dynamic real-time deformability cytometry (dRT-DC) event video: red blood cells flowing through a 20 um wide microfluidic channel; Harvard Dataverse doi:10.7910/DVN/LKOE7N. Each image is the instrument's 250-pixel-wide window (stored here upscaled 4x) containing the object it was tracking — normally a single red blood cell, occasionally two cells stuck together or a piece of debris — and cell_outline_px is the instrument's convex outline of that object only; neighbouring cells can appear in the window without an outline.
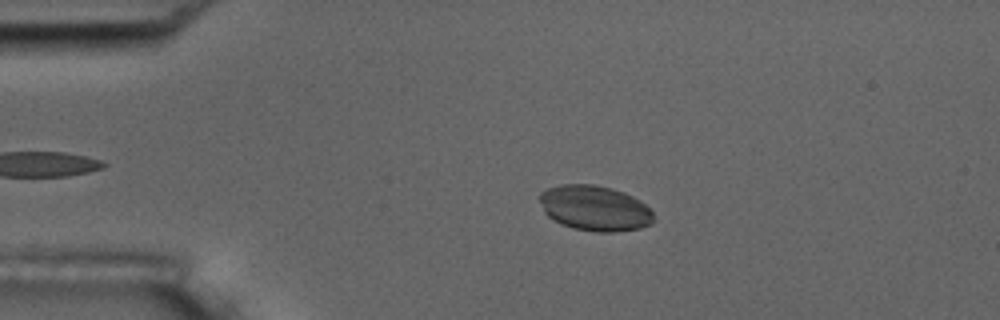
{"species": "common noctule bat (a hibernating species)", "species_latin": "Nyctalus noctula", "temperature_condition": "room temperature", "stored_images_in_passage": 4, "camera_frame_rate_fps": 3000, "um_per_image_px": 0.085, "animal": {"sex": "male", "body_mass_g": 17.5, "forearm_length_mm": 52.3}, "frame": {"image": 1, "passage_image": 3, "time_ms": 2.333, "image_size_px": [1000, 320], "cell_outline_px": [[656, 220], [652, 224], [640, 228], [616, 232], [596, 232], [572, 228], [560, 224], [552, 220], [544, 212], [540, 200], [540, 192], [548, 188], [560, 184], [592, 184], [612, 188], [624, 192], [640, 200], [652, 212]], "centroid_in_image_um": [50.56, 17.7], "position_along_channel_um": 34.4, "area_um2": 30.4}}